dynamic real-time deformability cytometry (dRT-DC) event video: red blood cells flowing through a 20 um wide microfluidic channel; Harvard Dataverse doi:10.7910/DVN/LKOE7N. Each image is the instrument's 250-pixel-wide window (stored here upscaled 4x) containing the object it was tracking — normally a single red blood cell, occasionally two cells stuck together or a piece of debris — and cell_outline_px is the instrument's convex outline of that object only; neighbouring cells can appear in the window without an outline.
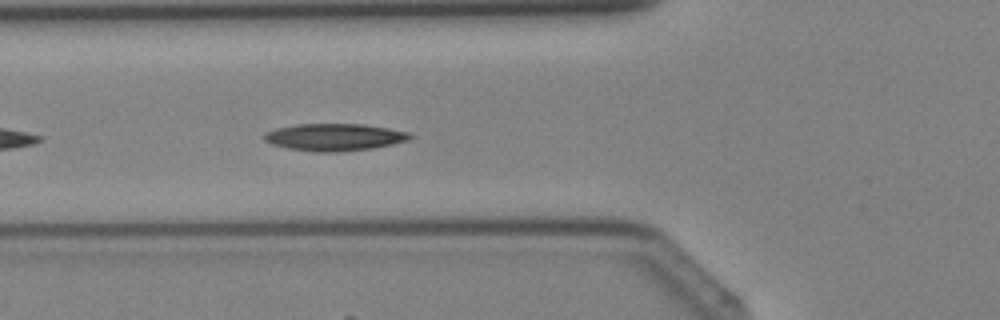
{"species": "Egyptian fruit bat (a non-hibernating species)", "species_latin": "Rousettus aegyptiacus", "temperature_condition": "cold", "stored_images_in_passage": 11, "camera_frame_rate_fps": 3000, "um_per_image_px": 0.085, "animal": {"sex": "female"}, "frame": {"image": 1, "passage_image": 4, "time_ms": 1.0, "image_size_px": [1000, 320], "cell_outline_px": [[412, 136], [408, 140], [392, 144], [372, 148], [336, 152], [316, 152], [288, 148], [272, 144], [264, 140], [264, 132], [276, 128], [296, 124], [364, 124], [388, 128], [408, 132]], "centroid_in_image_um": [28.39, 11.65], "position_along_channel_um": 97.4, "area_um2": 23.0}}
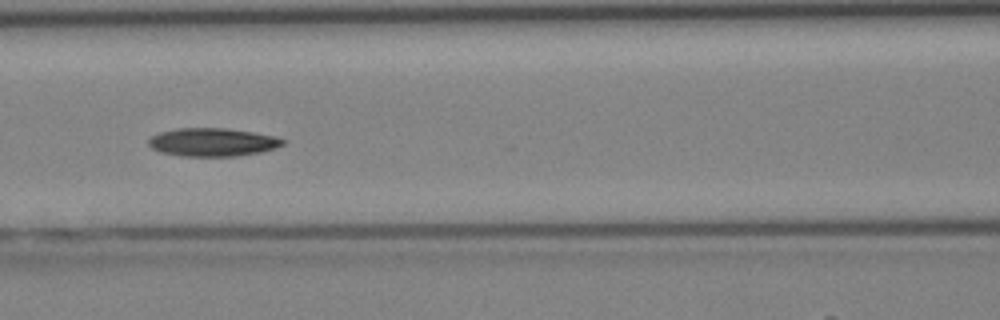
{"frame": {"image": 2, "passage_image": 7, "time_ms": 2.0, "image_size_px": [1000, 320], "cell_outline_px": [[288, 140], [284, 144], [276, 148], [260, 152], [236, 156], [184, 156], [160, 152], [152, 148], [148, 144], [148, 140], [152, 136], [160, 132], [176, 128], [224, 128], [252, 132], [276, 136]], "centroid_in_image_um": [18.09, 12.08], "position_along_channel_um": 148.5, "area_um2": 22.14}}